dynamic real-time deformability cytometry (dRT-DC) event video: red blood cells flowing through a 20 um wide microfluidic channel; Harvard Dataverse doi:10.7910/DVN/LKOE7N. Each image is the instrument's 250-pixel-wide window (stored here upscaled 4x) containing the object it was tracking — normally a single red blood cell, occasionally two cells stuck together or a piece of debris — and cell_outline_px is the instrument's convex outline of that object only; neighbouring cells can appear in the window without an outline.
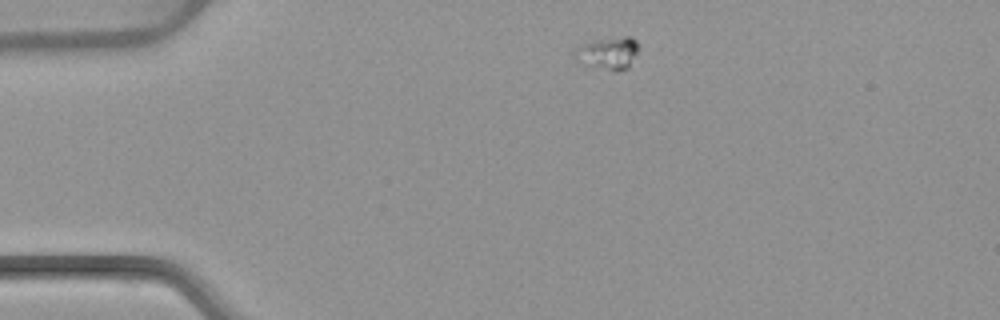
{"species": "common noctule bat (a hibernating species)", "species_latin": "Nyctalus noctula", "temperature_condition": "warm", "stored_images_in_passage": 2, "camera_frame_rate_fps": 3000, "um_per_image_px": 0.085, "animal": {"sex": "female", "body_mass_g": 22.7, "forearm_length_mm": 54.2}, "frame": {"image": 1, "passage_image": 1, "time_ms": 0.0, "image_size_px": [1000, 320], "cell_outline_px": [[640, 48], [628, 68], [616, 72], [576, 60], [572, 52], [580, 44], [596, 40], [624, 36], [632, 36], [636, 40]], "centroid_in_image_um": [51.72, 4.49], "position_along_channel_um": 33.3, "area_um2": 12.02}}